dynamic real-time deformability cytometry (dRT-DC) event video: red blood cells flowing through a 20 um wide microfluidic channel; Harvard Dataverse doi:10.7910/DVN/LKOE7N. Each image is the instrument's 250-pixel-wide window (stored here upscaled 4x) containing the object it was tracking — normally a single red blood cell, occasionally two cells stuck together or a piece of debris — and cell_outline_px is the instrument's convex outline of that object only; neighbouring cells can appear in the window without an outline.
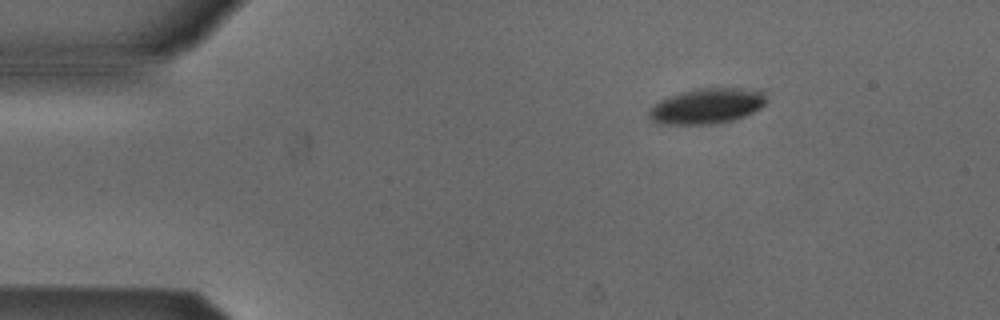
{"species": "Egyptian fruit bat (a non-hibernating species)", "species_latin": "Rousettus aegyptiacus", "temperature_condition": "cold", "stored_images_in_passage": 48, "camera_frame_rate_fps": 3000, "um_per_image_px": 0.085, "animal": {"sex": "male"}, "frame": {"image": 1, "passage_image": 3, "time_ms": 0.667, "image_size_px": [1000, 320], "cell_outline_px": [[764, 104], [760, 108], [744, 116], [732, 120], [716, 124], [656, 124], [648, 116], [648, 112], [660, 100], [680, 92], [696, 88], [760, 88], [764, 96]], "centroid_in_image_um": [60.08, 9.01], "position_along_channel_um": 24.9, "area_um2": 24.22}}
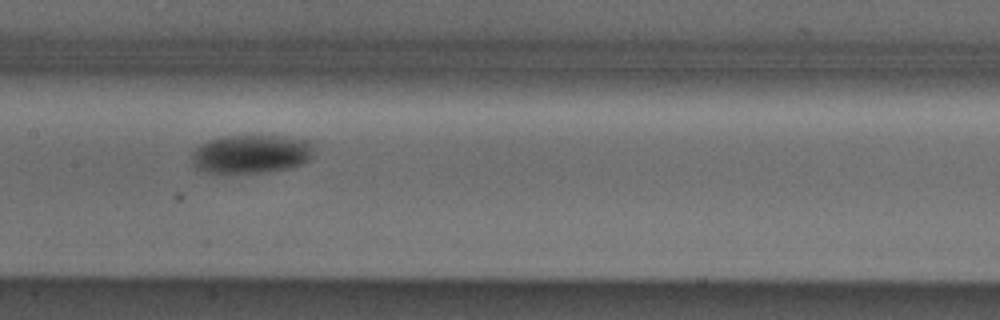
{"frame": {"image": 2, "passage_image": 21, "time_ms": 6.667, "image_size_px": [1000, 320], "cell_outline_px": [[312, 152], [308, 160], [300, 164], [288, 168], [260, 172], [204, 172], [196, 168], [192, 164], [192, 152], [200, 144], [208, 140], [224, 136], [284, 136], [308, 140], [312, 144]], "centroid_in_image_um": [21.31, 13.07], "position_along_channel_um": 186.1, "area_um2": 27.17}}
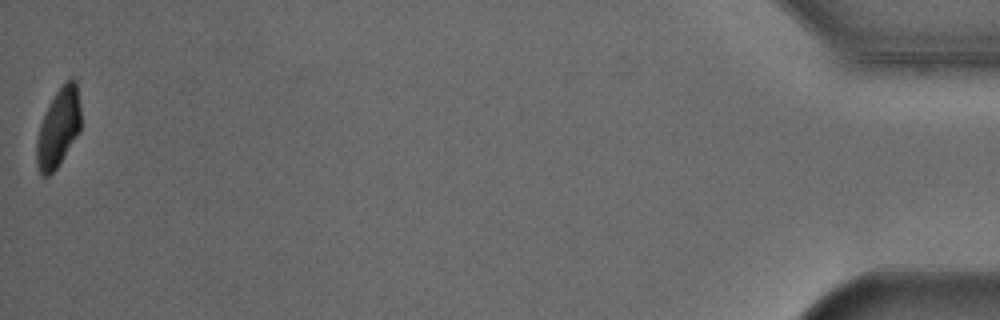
{"frame": {"image": 3, "passage_image": 48, "time_ms": 15.667, "image_size_px": [1000, 320], "cell_outline_px": [[80, 132], [56, 168], [48, 176], [40, 176], [36, 164], [36, 140], [40, 124], [48, 104], [56, 92], [72, 76], [76, 80], [80, 104]], "centroid_in_image_um": [4.95, 10.87], "position_along_channel_um": 430.2, "area_um2": 20.35}, "authors_computed_cell_mechanics": {"area_um2": 25.2586, "velocity_mm_per_s": 3.8485, "shape_relaxation_time_tau1_ms": 1.557, "shape_relaxation_time_tau2_ms": null, "deformation_change_tau1": 0.1097, "deformation_change_tau2": null}}